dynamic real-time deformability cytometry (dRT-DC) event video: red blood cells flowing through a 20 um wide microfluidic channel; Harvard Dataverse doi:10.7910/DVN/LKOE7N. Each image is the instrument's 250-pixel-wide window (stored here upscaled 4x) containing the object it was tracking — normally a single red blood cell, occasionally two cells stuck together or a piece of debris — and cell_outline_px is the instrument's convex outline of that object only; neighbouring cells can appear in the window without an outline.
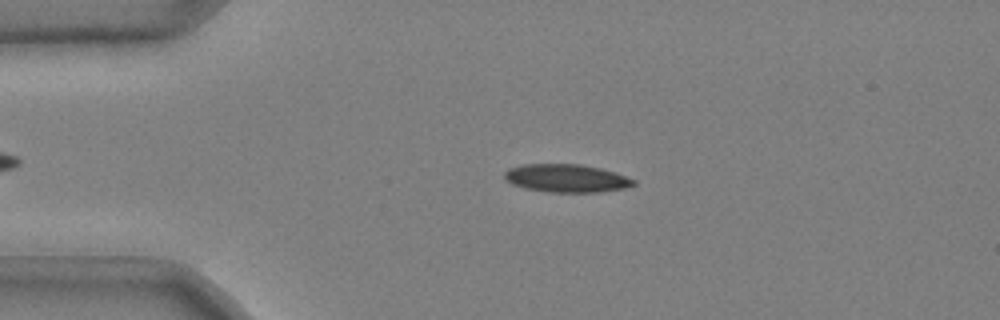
{"species": "common noctule bat (a hibernating species)", "species_latin": "Nyctalus noctula", "temperature_condition": "cold", "stored_images_in_passage": 51, "camera_frame_rate_fps": 3000, "um_per_image_px": 0.085, "animal": {"sex": "male", "body_mass_g": 20.4}, "frame": {"image": 1, "passage_image": 11, "time_ms": 3.333, "image_size_px": [1000, 320], "cell_outline_px": [[636, 184], [624, 188], [600, 192], [548, 192], [524, 188], [512, 184], [504, 180], [504, 172], [508, 168], [524, 164], [580, 164], [600, 168], [616, 172], [636, 180]], "centroid_in_image_um": [48.13, 15.15], "position_along_channel_um": 36.9, "area_um2": 21.27}}
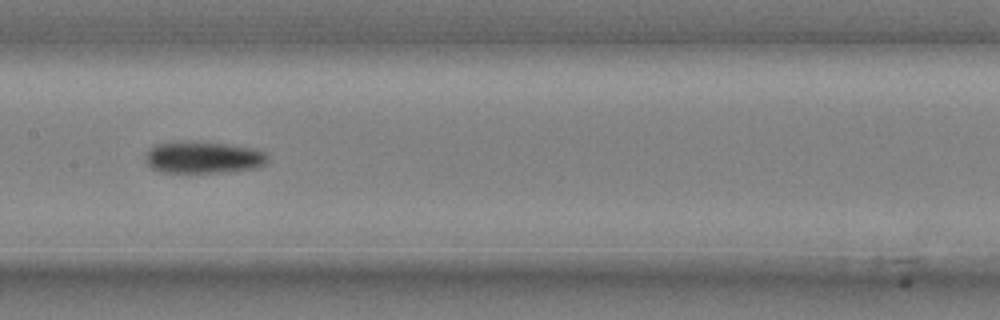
{"frame": {"image": 2, "passage_image": 26, "time_ms": 8.333, "image_size_px": [1000, 320], "cell_outline_px": [[268, 160], [260, 168], [228, 172], [160, 172], [152, 168], [144, 160], [144, 156], [156, 144], [228, 144], [256, 148], [264, 152], [268, 156]], "centroid_in_image_um": [17.37, 13.43], "position_along_channel_um": 190.0, "area_um2": 22.02}}
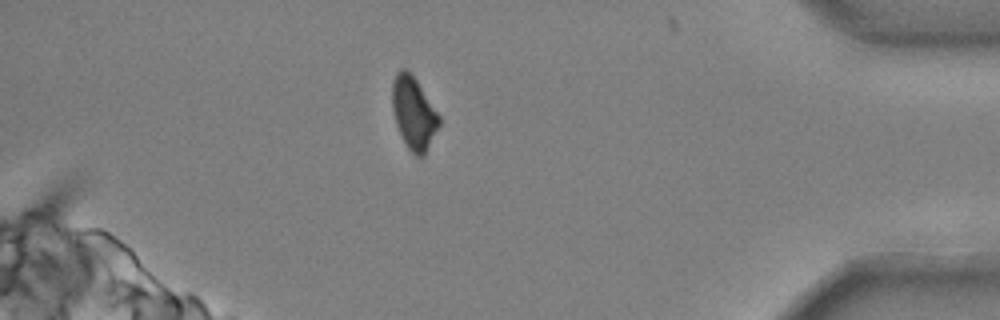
{"frame": {"image": 3, "passage_image": 46, "time_ms": 15.0, "image_size_px": [1000, 320], "cell_outline_px": [[440, 124], [424, 156], [416, 156], [408, 148], [396, 124], [392, 112], [392, 80], [396, 72], [400, 68], [404, 68], [416, 80], [440, 116]], "centroid_in_image_um": [35.15, 9.6], "position_along_channel_um": 400.1, "area_um2": 19.59}, "authors_computed_cell_mechanics": {"area_um2": 21.3282, "velocity_mm_per_s": 3.6921, "shape_relaxation_time_tau1_ms": 10.6318, "shape_relaxation_time_tau2_ms": null, "deformation_change_tau1": 0.219, "deformation_change_tau2": null}}